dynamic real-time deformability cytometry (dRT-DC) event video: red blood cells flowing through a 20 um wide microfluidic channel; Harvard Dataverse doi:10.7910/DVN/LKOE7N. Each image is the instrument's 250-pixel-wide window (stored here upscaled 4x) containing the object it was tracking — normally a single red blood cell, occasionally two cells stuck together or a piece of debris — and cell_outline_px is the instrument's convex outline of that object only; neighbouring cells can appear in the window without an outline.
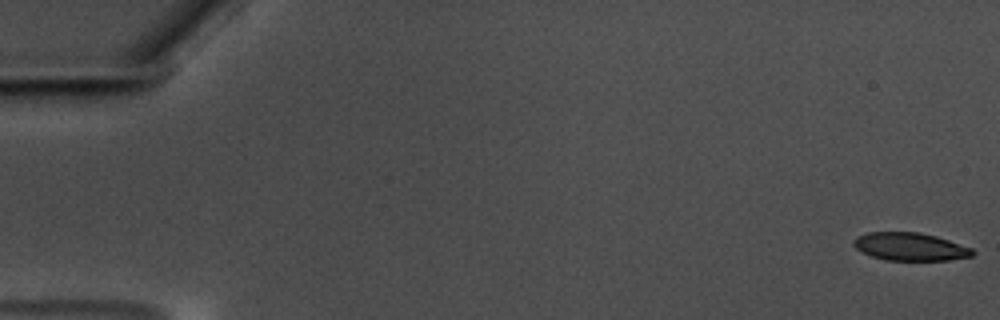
{"species": "common noctule bat (a hibernating species)", "species_latin": "Nyctalus noctula", "temperature_condition": "warm", "stored_images_in_passage": 59, "camera_frame_rate_fps": 3000, "um_per_image_px": 0.085, "animal": {"sex": "male", "body_mass_g": 17.5, "forearm_length_mm": 52.3}, "frame": {"image": 1, "passage_image": 1, "time_ms": 0.0, "image_size_px": [1000, 320], "cell_outline_px": [[976, 252], [972, 256], [948, 260], [884, 260], [872, 256], [856, 248], [852, 244], [852, 240], [856, 236], [868, 232], [920, 232], [936, 236], [972, 248]], "centroid_in_image_um": [77.35, 20.96], "position_along_channel_um": 7.7, "area_um2": 19.36}}
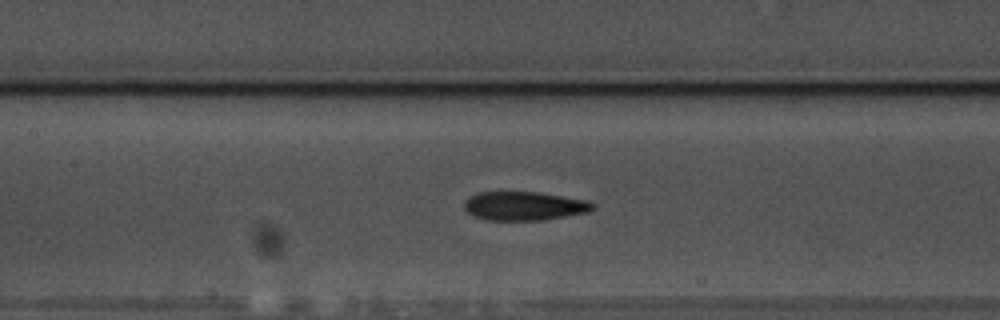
{"frame": {"image": 2, "passage_image": 28, "time_ms": 9.0, "image_size_px": [1000, 320], "cell_outline_px": [[596, 208], [588, 212], [540, 220], [484, 220], [472, 216], [464, 208], [464, 200], [468, 196], [476, 192], [536, 192], [588, 200], [596, 204]], "centroid_in_image_um": [44.52, 17.5], "position_along_channel_um": 162.9, "area_um2": 21.73}}
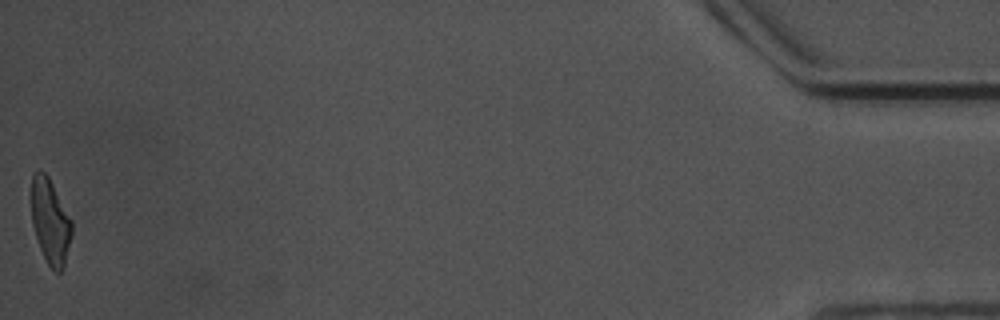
{"frame": {"image": 3, "passage_image": 59, "time_ms": 19.333, "image_size_px": [1000, 320], "cell_outline_px": [[72, 236], [64, 268], [60, 272], [52, 272], [40, 248], [32, 224], [28, 200], [28, 192], [32, 172], [40, 168], [48, 176], [72, 220]], "centroid_in_image_um": [4.22, 18.75], "position_along_channel_um": 431.0, "area_um2": 21.04}, "authors_computed_cell_mechanics": {"area_um2": 21.386, "velocity_mm_per_s": 3.5247, "shape_relaxation_time_tau1_ms": null, "shape_relaxation_time_tau2_ms": 2.9807, "deformation_change_tau1": null, "deformation_change_tau2": 0.1071}}